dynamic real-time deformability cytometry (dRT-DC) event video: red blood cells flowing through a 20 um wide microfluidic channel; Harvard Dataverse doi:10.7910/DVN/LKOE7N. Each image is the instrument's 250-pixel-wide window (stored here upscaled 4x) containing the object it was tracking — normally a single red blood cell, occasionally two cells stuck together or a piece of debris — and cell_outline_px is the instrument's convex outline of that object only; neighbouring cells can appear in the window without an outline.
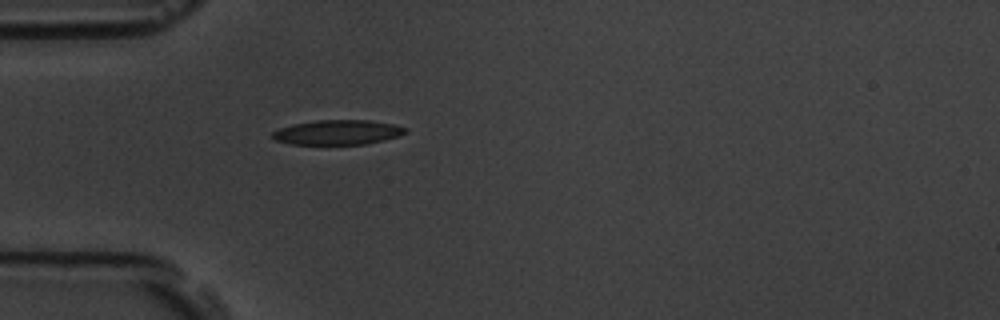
{"species": "common noctule bat (a hibernating species)", "species_latin": "Nyctalus noctula", "temperature_condition": "room temperature", "stored_images_in_passage": 2, "camera_frame_rate_fps": 3000, "um_per_image_px": 0.085, "animal": {"sex": "male", "body_mass_g": 19.5, "forearm_length_mm": 54.6}, "frame": {"image": 1, "passage_image": 2, "time_ms": 0.333, "image_size_px": [1000, 320], "cell_outline_px": [[408, 132], [400, 136], [384, 140], [364, 144], [292, 144], [276, 140], [272, 136], [272, 132], [280, 128], [292, 124], [316, 120], [368, 120], [392, 124], [408, 128]], "centroid_in_image_um": [28.73, 11.24], "position_along_channel_um": 56.3, "area_um2": 19.13}}